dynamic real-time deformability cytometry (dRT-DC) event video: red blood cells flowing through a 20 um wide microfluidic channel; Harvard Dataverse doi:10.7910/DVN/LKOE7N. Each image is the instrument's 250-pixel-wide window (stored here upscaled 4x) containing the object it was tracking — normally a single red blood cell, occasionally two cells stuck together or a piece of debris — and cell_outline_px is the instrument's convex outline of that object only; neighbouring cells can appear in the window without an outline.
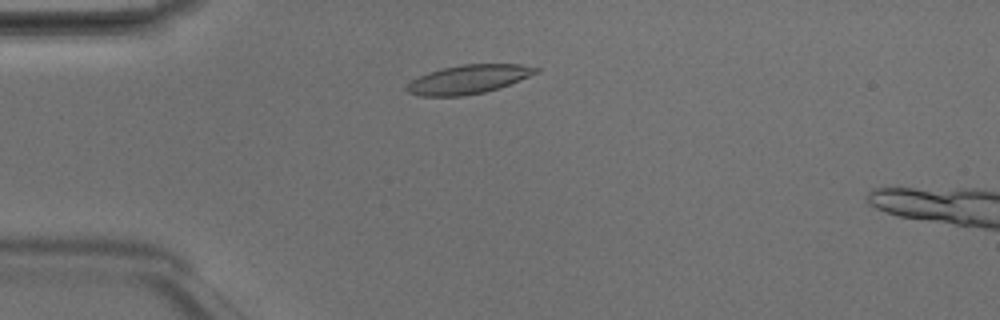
{"species": "Egyptian fruit bat (a non-hibernating species)", "species_latin": "Rousettus aegyptiacus", "temperature_condition": "room temperature", "stored_images_in_passage": 44, "camera_frame_rate_fps": 3000, "um_per_image_px": 0.085, "animal": {"sex": "male"}, "frame": {"image": 1, "passage_image": 8, "time_ms": 2.333, "image_size_px": [1000, 320], "cell_outline_px": [[540, 72], [500, 88], [484, 92], [464, 96], [420, 96], [408, 92], [404, 88], [412, 80], [428, 72], [444, 68], [464, 64], [520, 64], [540, 68]], "centroid_in_image_um": [39.85, 6.74], "position_along_channel_um": 45.2, "area_um2": 21.68}}
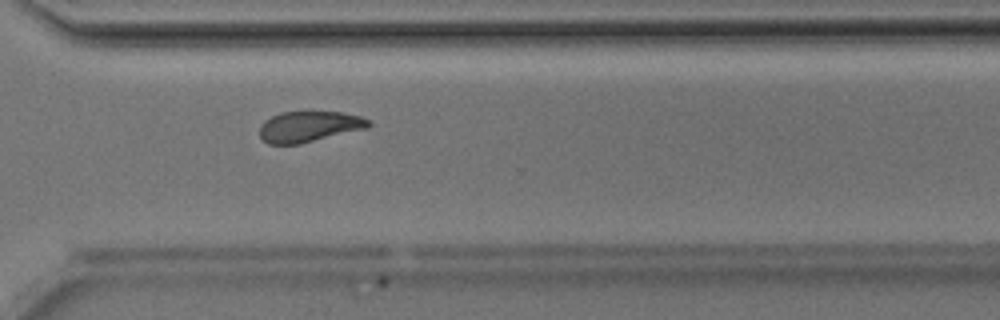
{"frame": {"image": 2, "passage_image": 31, "time_ms": 10.0, "image_size_px": [1000, 320], "cell_outline_px": [[372, 124], [368, 128], [300, 144], [268, 144], [260, 136], [260, 124], [264, 120], [280, 112], [340, 112], [360, 116], [372, 120]], "centroid_in_image_um": [26.29, 10.76], "position_along_channel_um": 344.3, "area_um2": 19.65}}
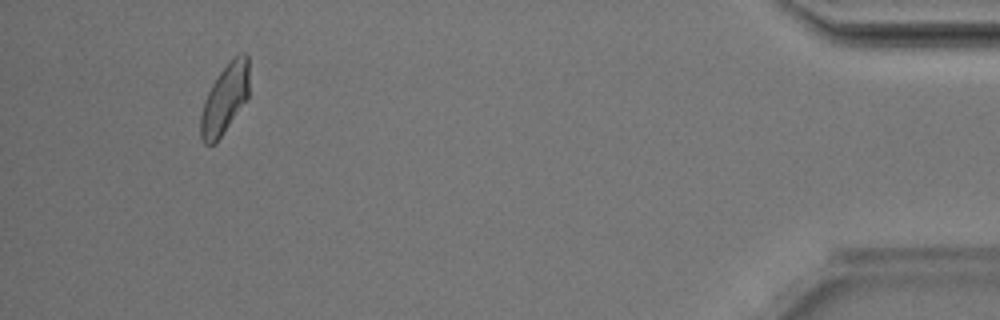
{"frame": {"image": 3, "passage_image": 41, "time_ms": 13.333, "image_size_px": [1000, 320], "cell_outline_px": [[248, 96], [220, 136], [212, 144], [204, 144], [200, 136], [200, 116], [204, 100], [212, 84], [220, 72], [232, 56], [240, 52], [244, 52], [248, 56]], "centroid_in_image_um": [19.09, 8.34], "position_along_channel_um": 416.1, "area_um2": 19.25}}